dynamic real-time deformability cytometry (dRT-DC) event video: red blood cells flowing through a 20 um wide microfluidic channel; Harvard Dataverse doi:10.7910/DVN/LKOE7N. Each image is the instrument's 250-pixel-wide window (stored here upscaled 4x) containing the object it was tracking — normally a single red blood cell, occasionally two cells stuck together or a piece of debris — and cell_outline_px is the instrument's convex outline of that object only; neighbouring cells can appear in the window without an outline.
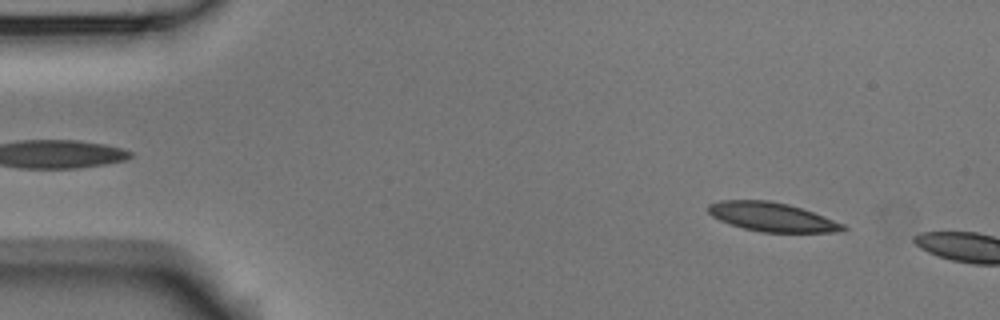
{"species": "Egyptian fruit bat (a non-hibernating species)", "species_latin": "Rousettus aegyptiacus", "temperature_condition": "room temperature", "stored_images_in_passage": 2, "camera_frame_rate_fps": 3000, "um_per_image_px": 0.085, "animal": {"sex": "male"}, "frame": {"image": 1, "passage_image": 1, "time_ms": 0.0, "image_size_px": [1000, 320], "cell_outline_px": [[848, 228], [836, 232], [760, 232], [744, 228], [720, 220], [712, 216], [708, 212], [708, 204], [720, 200], [772, 200], [788, 204], [824, 216], [844, 224]], "centroid_in_image_um": [65.61, 18.43], "position_along_channel_um": 19.4, "area_um2": 22.6}}